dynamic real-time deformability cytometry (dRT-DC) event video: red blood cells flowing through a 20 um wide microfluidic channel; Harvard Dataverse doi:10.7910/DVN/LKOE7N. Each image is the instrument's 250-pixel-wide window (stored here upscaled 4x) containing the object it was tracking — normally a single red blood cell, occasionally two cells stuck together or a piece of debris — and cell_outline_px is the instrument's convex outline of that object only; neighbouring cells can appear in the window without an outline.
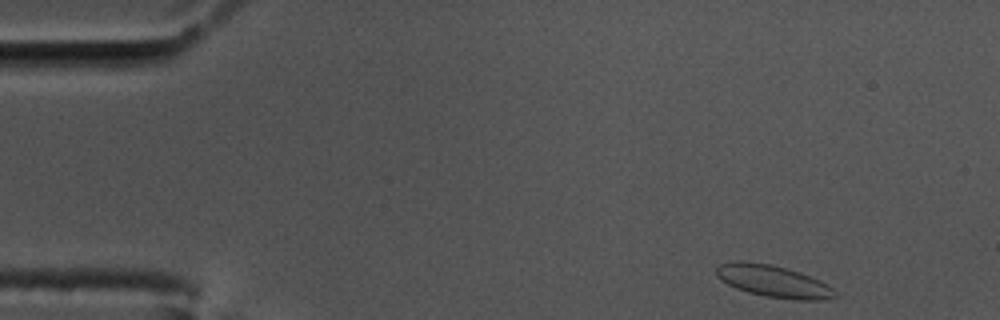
{"species": "common noctule bat (a hibernating species)", "species_latin": "Nyctalus noctula", "temperature_condition": "cold", "stored_images_in_passage": 53, "camera_frame_rate_fps": 3000, "um_per_image_px": 0.085, "animal": {"sex": "male", "body_mass_g": 17.5, "forearm_length_mm": 52.3}, "frame": {"image": 1, "passage_image": 1, "time_ms": 0.0, "image_size_px": [1000, 320], "cell_outline_px": [[840, 296], [820, 300], [796, 300], [764, 296], [748, 292], [736, 288], [720, 280], [716, 276], [716, 268], [720, 264], [732, 260], [744, 260], [772, 264], [800, 272], [820, 280], [828, 284]], "centroid_in_image_um": [65.73, 23.89], "position_along_channel_um": 19.3, "area_um2": 22.48}}
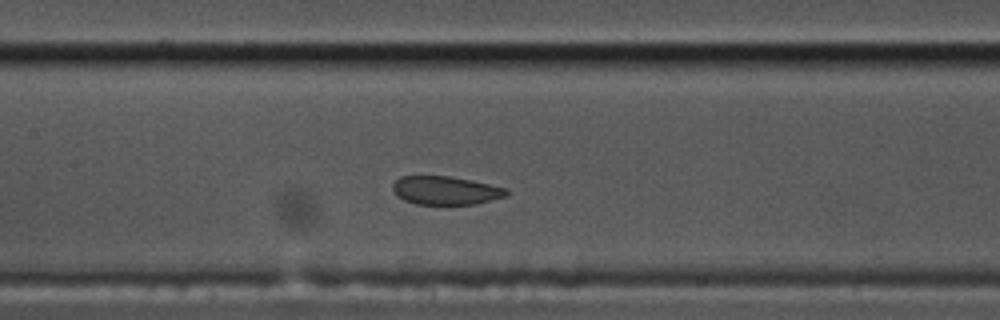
{"frame": {"image": 2, "passage_image": 22, "time_ms": 7.0, "image_size_px": [1000, 320], "cell_outline_px": [[508, 196], [476, 204], [416, 204], [404, 200], [396, 196], [392, 188], [392, 184], [400, 176], [448, 176], [472, 180], [508, 188]], "centroid_in_image_um": [37.89, 16.19], "position_along_channel_um": 169.5, "area_um2": 19.02}}
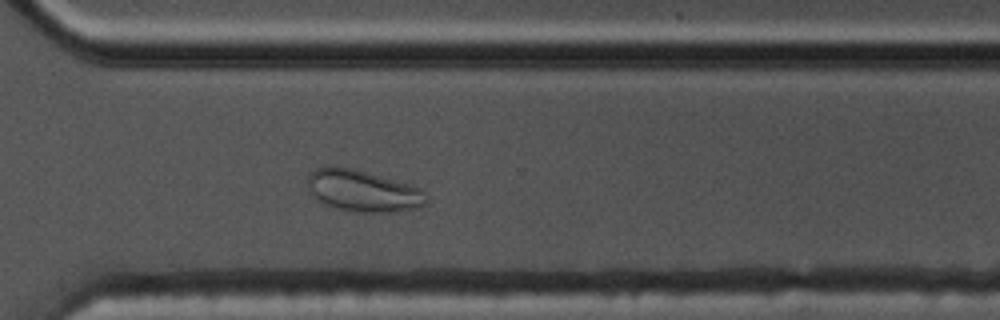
{"frame": {"image": 3, "passage_image": 37, "time_ms": 12.0, "image_size_px": [1000, 320], "cell_outline_px": [[424, 204], [420, 208], [392, 212], [352, 212], [336, 208], [324, 204], [312, 196], [308, 192], [304, 184], [308, 176], [316, 168], [324, 164], [352, 168], [408, 184], [420, 188], [424, 200]], "centroid_in_image_um": [30.71, 16.22], "position_along_channel_um": 339.9, "area_um2": 28.96}}